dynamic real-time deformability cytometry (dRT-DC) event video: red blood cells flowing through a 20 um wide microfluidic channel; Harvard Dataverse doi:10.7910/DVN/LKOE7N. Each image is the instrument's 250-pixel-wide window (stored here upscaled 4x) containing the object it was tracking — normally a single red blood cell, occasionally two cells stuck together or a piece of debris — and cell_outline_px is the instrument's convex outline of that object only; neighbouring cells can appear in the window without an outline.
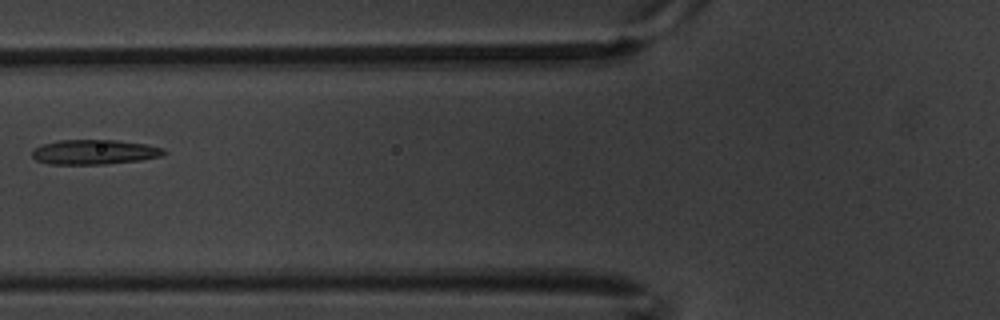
{"species": "common noctule bat (a hibernating species)", "species_latin": "Nyctalus noctula", "temperature_condition": "warm", "stored_images_in_passage": 8, "camera_frame_rate_fps": 3000, "um_per_image_px": 0.085, "animal": {"sex": "male", "body_mass_g": 20.1, "forearm_length_mm": 53.5}, "frame": {"image": 1, "passage_image": 8, "time_ms": 2.333, "image_size_px": [1000, 320], "cell_outline_px": [[168, 152], [160, 156], [140, 160], [104, 164], [48, 164], [36, 160], [32, 156], [32, 152], [36, 148], [44, 144], [56, 140], [116, 140], [144, 144], [164, 148]], "centroid_in_image_um": [8.02, 12.92], "position_along_channel_um": 117.8, "area_um2": 18.9}}